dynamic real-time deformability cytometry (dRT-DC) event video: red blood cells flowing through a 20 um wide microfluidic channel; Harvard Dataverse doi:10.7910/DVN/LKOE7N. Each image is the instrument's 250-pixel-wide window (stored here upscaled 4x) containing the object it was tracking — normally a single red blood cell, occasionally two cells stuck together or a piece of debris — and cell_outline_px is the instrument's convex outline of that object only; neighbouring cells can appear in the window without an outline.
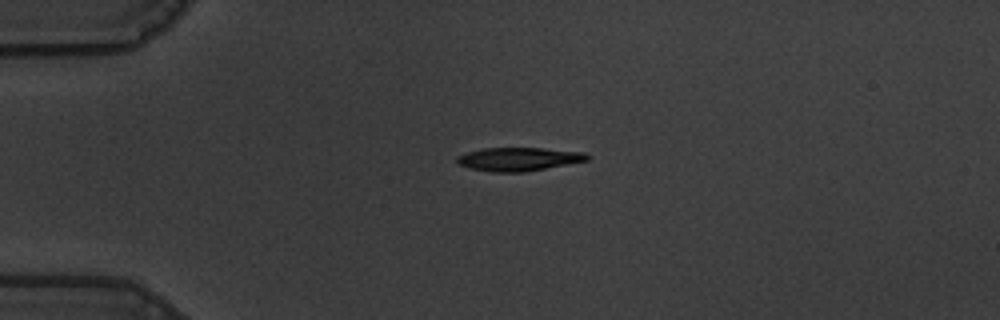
{"species": "common noctule bat (a hibernating species)", "species_latin": "Nyctalus noctula", "temperature_condition": "warm", "stored_images_in_passage": 44, "camera_frame_rate_fps": 3000, "um_per_image_px": 0.085, "animal": {"sex": "male", "body_mass_g": 19.5, "forearm_length_mm": 54.6}, "frame": {"image": 1, "passage_image": 1, "time_ms": 0.0, "image_size_px": [1000, 320], "cell_outline_px": [[592, 156], [588, 160], [524, 172], [492, 172], [472, 168], [456, 164], [456, 156], [468, 152], [484, 148], [540, 148], [584, 152]], "centroid_in_image_um": [44.08, 13.52], "position_along_channel_um": 40.9, "area_um2": 17.69}}
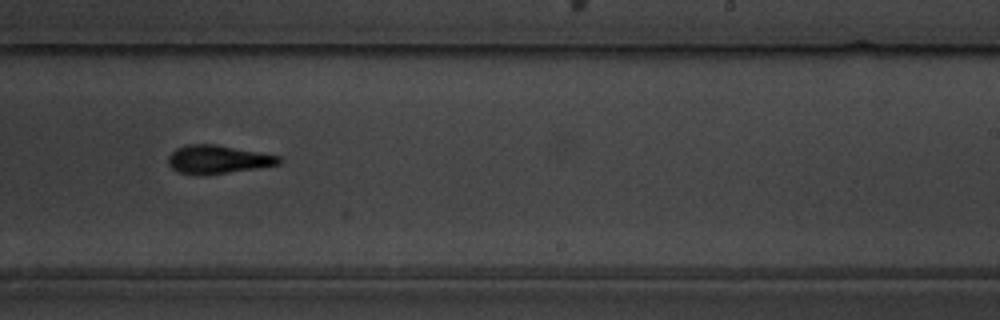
{"frame": {"image": 2, "passage_image": 23, "time_ms": 7.333, "image_size_px": [1000, 320], "cell_outline_px": [[284, 160], [280, 164], [256, 168], [200, 176], [176, 172], [168, 164], [168, 156], [176, 148], [188, 144], [216, 144], [280, 156]], "centroid_in_image_um": [18.49, 13.55], "position_along_channel_um": 270.5, "area_um2": 18.44}}
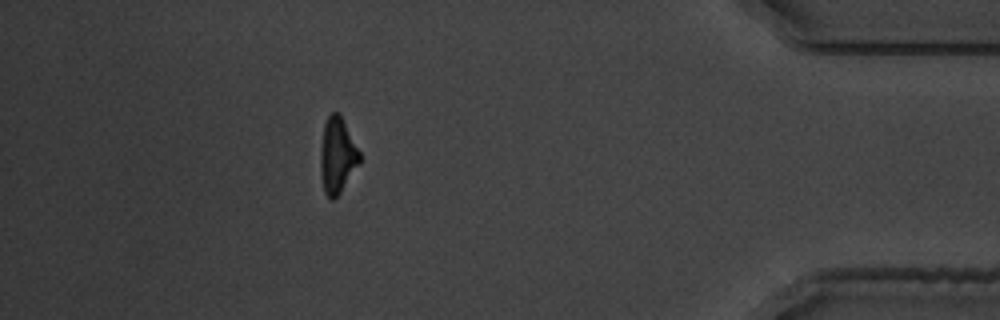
{"frame": {"image": 3, "passage_image": 38, "time_ms": 12.333, "image_size_px": [1000, 320], "cell_outline_px": [[360, 164], [340, 192], [332, 200], [324, 192], [320, 172], [320, 152], [324, 124], [328, 116], [332, 112], [340, 112], [360, 152]], "centroid_in_image_um": [28.67, 13.19], "position_along_channel_um": 406.5, "area_um2": 17.34}, "authors_computed_cell_mechanics": {"area_um2": 18.207, "velocity_mm_per_s": 3.5807, "shape_relaxation_time_tau1_ms": 2.9679, "shape_relaxation_time_tau2_ms": 3.6386, "deformation_change_tau1": 0.157, "deformation_change_tau2": 0.1363}}